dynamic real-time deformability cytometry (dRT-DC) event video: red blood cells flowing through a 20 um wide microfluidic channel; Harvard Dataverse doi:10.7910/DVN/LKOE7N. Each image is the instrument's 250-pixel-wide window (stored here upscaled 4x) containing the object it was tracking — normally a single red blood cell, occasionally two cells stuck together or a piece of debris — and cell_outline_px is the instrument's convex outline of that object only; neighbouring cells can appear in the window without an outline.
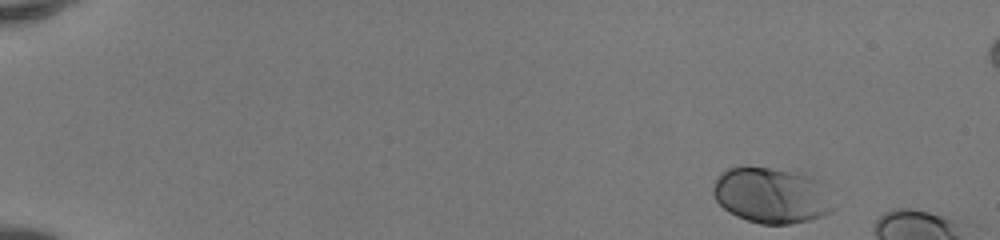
{"species": "human", "species_latin": "Homo sapiens", "temperature_condition": "room temperature", "stored_images_in_passage": 12, "camera_frame_rate_fps": 3000, "um_per_image_px": 0.085, "donor": {"sex": "female"}, "frame": {"image": 1, "passage_image": 1, "time_ms": 0.0, "image_size_px": [1000, 240], "cell_outline_px": [[832, 212], [824, 216], [812, 220], [792, 224], [760, 224], [736, 216], [728, 212], [716, 200], [712, 192], [712, 188], [716, 180], [728, 168], [768, 168], [812, 172], [824, 184], [832, 208]], "centroid_in_image_um": [65.64, 16.6], "position_along_channel_um": 19.4, "area_um2": 39.42}}